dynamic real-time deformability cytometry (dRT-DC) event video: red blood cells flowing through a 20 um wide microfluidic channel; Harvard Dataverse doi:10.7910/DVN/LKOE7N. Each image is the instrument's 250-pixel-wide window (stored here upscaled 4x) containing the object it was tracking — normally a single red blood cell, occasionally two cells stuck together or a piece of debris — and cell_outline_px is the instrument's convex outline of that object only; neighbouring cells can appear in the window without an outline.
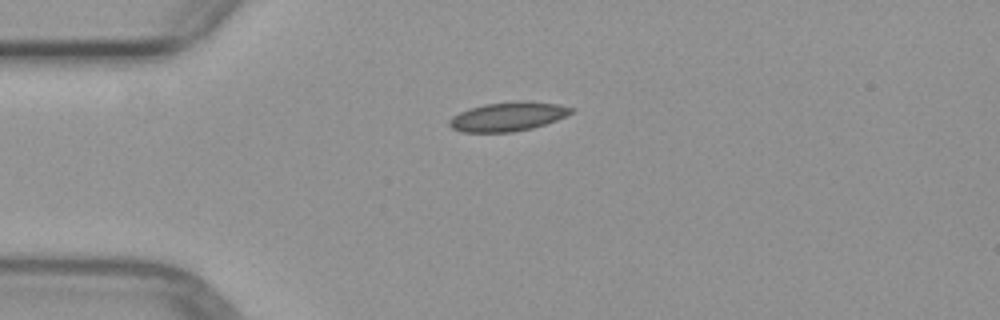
{"species": "common noctule bat (a hibernating species)", "species_latin": "Nyctalus noctula", "temperature_condition": "warm", "stored_images_in_passage": 3, "camera_frame_rate_fps": 3000, "um_per_image_px": 0.085, "animal": {"sex": "female", "body_mass_g": 29.2, "forearm_length_mm": 56.3}, "frame": {"image": 1, "passage_image": 1, "time_ms": 0.0, "image_size_px": [1000, 320], "cell_outline_px": [[576, 108], [572, 112], [556, 120], [532, 128], [512, 132], [460, 132], [452, 128], [448, 124], [448, 120], [452, 116], [468, 108], [484, 104], [516, 100], [524, 100], [560, 104]], "centroid_in_image_um": [43.16, 9.89], "position_along_channel_um": 41.8, "area_um2": 20.87}}
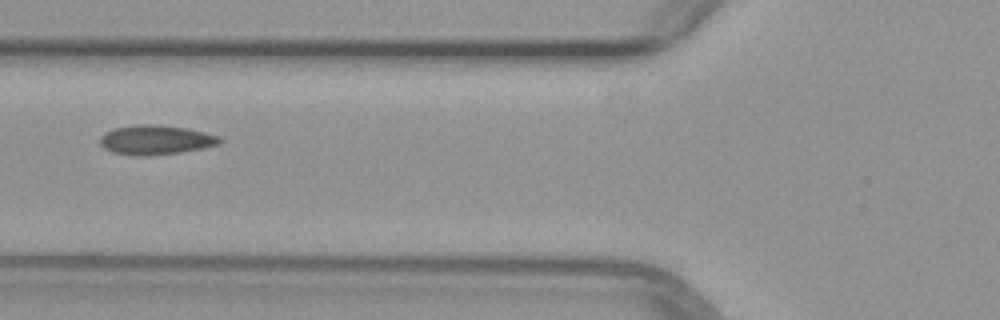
{"frame": {"image": 2, "passage_image": 3, "time_ms": 2.333, "image_size_px": [1000, 320], "cell_outline_px": [[224, 140], [220, 144], [180, 152], [112, 152], [104, 148], [100, 144], [100, 136], [104, 132], [116, 128], [136, 124], [156, 124], [188, 128], [220, 136]], "centroid_in_image_um": [13.29, 11.81], "position_along_channel_um": 112.5, "area_um2": 19.54}}